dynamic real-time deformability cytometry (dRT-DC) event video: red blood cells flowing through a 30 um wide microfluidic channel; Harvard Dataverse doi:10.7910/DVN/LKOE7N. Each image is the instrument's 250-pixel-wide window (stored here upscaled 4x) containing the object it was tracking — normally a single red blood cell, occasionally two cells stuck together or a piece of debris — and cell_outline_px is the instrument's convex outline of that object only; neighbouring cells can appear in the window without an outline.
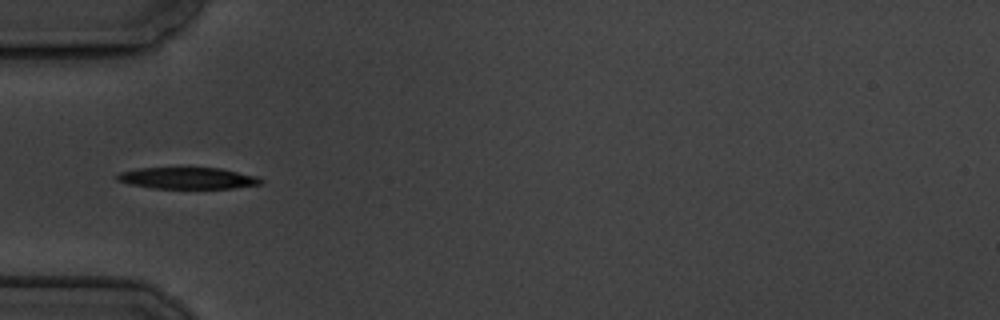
{"species": "common noctule bat (a hibernating species)", "species_latin": "Nyctalus noctula", "temperature_condition": "cold", "stored_images_in_passage": 7, "camera_frame_rate_fps": 3000, "um_per_image_px": 0.085, "animal": {"sex": "male", "body_mass_g": 19.5, "forearm_length_mm": 54.6}, "frame": {"image": 1, "passage_image": 6, "time_ms": 5.667, "image_size_px": [1000, 320], "cell_outline_px": [[264, 180], [260, 184], [232, 188], [152, 188], [132, 184], [116, 180], [116, 176], [120, 172], [136, 168], [220, 168], [256, 176]], "centroid_in_image_um": [15.93, 15.14], "position_along_channel_um": 69.1, "area_um2": 17.8}}